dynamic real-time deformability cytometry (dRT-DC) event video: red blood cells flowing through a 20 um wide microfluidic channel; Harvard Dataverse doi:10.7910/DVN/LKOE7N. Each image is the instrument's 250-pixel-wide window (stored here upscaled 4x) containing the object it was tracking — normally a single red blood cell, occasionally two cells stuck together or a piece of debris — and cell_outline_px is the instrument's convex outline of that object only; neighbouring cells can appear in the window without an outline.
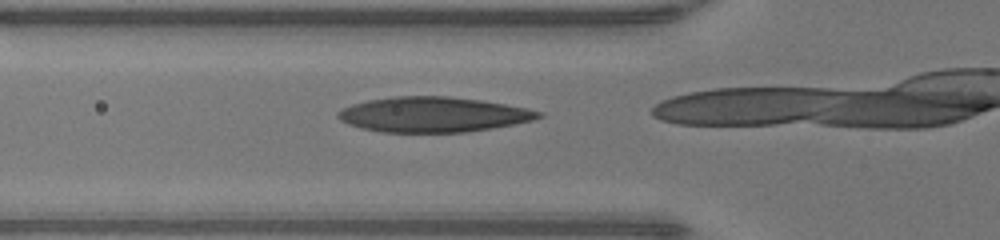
{"species": "human", "species_latin": "Homo sapiens", "temperature_condition": "warm", "stored_images_in_passage": 6, "camera_frame_rate_fps": 3000, "um_per_image_px": 0.085, "donor": {"sex": "male"}, "frame": {"image": 1, "passage_image": 2, "time_ms": 0.333, "image_size_px": [1000, 240], "cell_outline_px": [[544, 116], [532, 120], [492, 128], [464, 132], [380, 132], [360, 128], [348, 124], [340, 120], [336, 116], [336, 112], [340, 108], [352, 104], [368, 100], [396, 96], [448, 96], [480, 100], [528, 108], [544, 112]], "centroid_in_image_um": [36.78, 9.73], "position_along_channel_um": 89.0, "area_um2": 41.15}}